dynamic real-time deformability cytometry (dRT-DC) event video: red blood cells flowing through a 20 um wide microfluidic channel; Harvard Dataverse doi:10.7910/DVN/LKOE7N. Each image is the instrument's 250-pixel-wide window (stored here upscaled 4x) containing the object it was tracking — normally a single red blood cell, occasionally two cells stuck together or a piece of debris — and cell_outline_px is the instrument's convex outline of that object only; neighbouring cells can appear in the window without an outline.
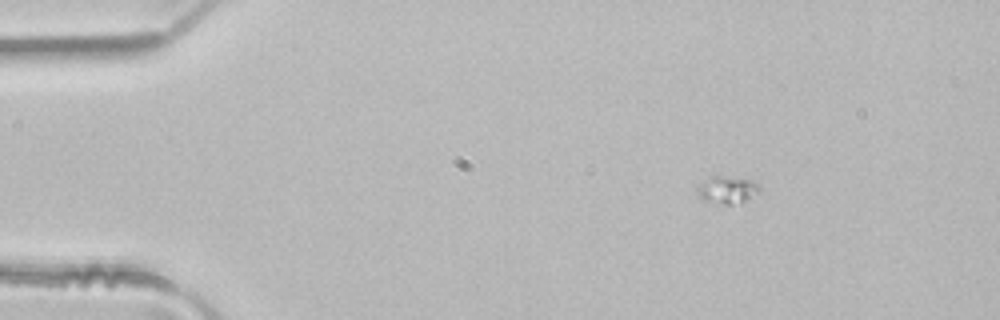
{"species": "common noctule bat (a hibernating species)", "species_latin": "Nyctalus noctula", "temperature_condition": "room temperature", "stored_images_in_passage": 10, "segment_of_instrument_passage": [1, 2], "camera_frame_rate_fps": 3000, "um_per_image_px": 0.085, "animal": {"sex": "male", "body_mass_g": 21.5, "forearm_length_mm": 52.0}, "frame": {"image": 1, "passage_image": 2, "time_ms": 0.333, "image_size_px": [1000, 320], "cell_outline_px": [[760, 192], [740, 204], [724, 204], [704, 200], [700, 196], [696, 188], [700, 184], [716, 176], [732, 176], [756, 180], [760, 184]], "centroid_in_image_um": [61.92, 16.13], "position_along_channel_um": 23.1, "area_um2": 10.0}}